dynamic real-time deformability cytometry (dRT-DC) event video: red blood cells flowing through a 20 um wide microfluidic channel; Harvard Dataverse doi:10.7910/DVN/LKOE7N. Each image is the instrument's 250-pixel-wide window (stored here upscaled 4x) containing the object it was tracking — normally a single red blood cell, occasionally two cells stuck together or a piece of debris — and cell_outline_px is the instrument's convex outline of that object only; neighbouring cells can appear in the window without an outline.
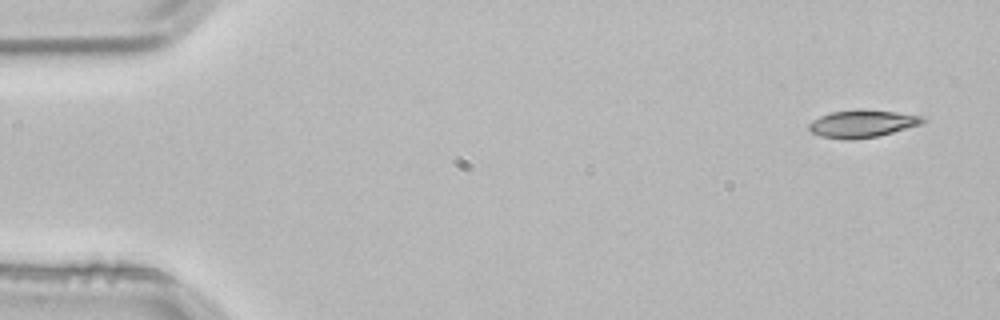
{"species": "common noctule bat (a hibernating species)", "species_latin": "Nyctalus noctula", "temperature_condition": "room temperature", "stored_images_in_passage": 3, "camera_frame_rate_fps": 3000, "um_per_image_px": 0.085, "animal": {"sex": "male", "body_mass_g": 21.5, "forearm_length_mm": 52.0}, "frame": {"image": 1, "passage_image": 1, "time_ms": 0.0, "image_size_px": [1000, 320], "cell_outline_px": [[928, 120], [924, 124], [880, 136], [852, 140], [848, 140], [820, 136], [812, 132], [808, 128], [808, 124], [812, 120], [820, 116], [832, 112], [896, 112], [924, 116]], "centroid_in_image_um": [73.35, 10.56], "position_along_channel_um": 11.6, "area_um2": 17.74}}